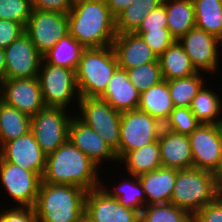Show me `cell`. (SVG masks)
<instances>
[{
  "instance_id": "cell-39",
  "label": "cell",
  "mask_w": 222,
  "mask_h": 222,
  "mask_svg": "<svg viewBox=\"0 0 222 222\" xmlns=\"http://www.w3.org/2000/svg\"><path fill=\"white\" fill-rule=\"evenodd\" d=\"M168 28L167 12L164 4L152 10L142 20L141 25L135 32H147L148 30H161Z\"/></svg>"
},
{
  "instance_id": "cell-12",
  "label": "cell",
  "mask_w": 222,
  "mask_h": 222,
  "mask_svg": "<svg viewBox=\"0 0 222 222\" xmlns=\"http://www.w3.org/2000/svg\"><path fill=\"white\" fill-rule=\"evenodd\" d=\"M0 181L16 207H34L42 177L0 157ZM18 203V204H17Z\"/></svg>"
},
{
  "instance_id": "cell-51",
  "label": "cell",
  "mask_w": 222,
  "mask_h": 222,
  "mask_svg": "<svg viewBox=\"0 0 222 222\" xmlns=\"http://www.w3.org/2000/svg\"><path fill=\"white\" fill-rule=\"evenodd\" d=\"M77 1H80V0H71L72 3H75V2H77Z\"/></svg>"
},
{
  "instance_id": "cell-13",
  "label": "cell",
  "mask_w": 222,
  "mask_h": 222,
  "mask_svg": "<svg viewBox=\"0 0 222 222\" xmlns=\"http://www.w3.org/2000/svg\"><path fill=\"white\" fill-rule=\"evenodd\" d=\"M84 217L89 222H140V213L121 205L101 186L87 191Z\"/></svg>"
},
{
  "instance_id": "cell-50",
  "label": "cell",
  "mask_w": 222,
  "mask_h": 222,
  "mask_svg": "<svg viewBox=\"0 0 222 222\" xmlns=\"http://www.w3.org/2000/svg\"><path fill=\"white\" fill-rule=\"evenodd\" d=\"M80 222H89L85 217Z\"/></svg>"
},
{
  "instance_id": "cell-32",
  "label": "cell",
  "mask_w": 222,
  "mask_h": 222,
  "mask_svg": "<svg viewBox=\"0 0 222 222\" xmlns=\"http://www.w3.org/2000/svg\"><path fill=\"white\" fill-rule=\"evenodd\" d=\"M130 177H132V180H122L123 182L118 184L119 186L114 187V190L106 188L104 184L101 187L111 197L117 198L121 205L132 208L140 213L146 206V197L139 178L134 175H130Z\"/></svg>"
},
{
  "instance_id": "cell-11",
  "label": "cell",
  "mask_w": 222,
  "mask_h": 222,
  "mask_svg": "<svg viewBox=\"0 0 222 222\" xmlns=\"http://www.w3.org/2000/svg\"><path fill=\"white\" fill-rule=\"evenodd\" d=\"M25 32L43 55L69 34L68 15L32 8Z\"/></svg>"
},
{
  "instance_id": "cell-28",
  "label": "cell",
  "mask_w": 222,
  "mask_h": 222,
  "mask_svg": "<svg viewBox=\"0 0 222 222\" xmlns=\"http://www.w3.org/2000/svg\"><path fill=\"white\" fill-rule=\"evenodd\" d=\"M85 50L83 45L67 34L42 56L46 63L75 71Z\"/></svg>"
},
{
  "instance_id": "cell-20",
  "label": "cell",
  "mask_w": 222,
  "mask_h": 222,
  "mask_svg": "<svg viewBox=\"0 0 222 222\" xmlns=\"http://www.w3.org/2000/svg\"><path fill=\"white\" fill-rule=\"evenodd\" d=\"M161 164L177 170L193 167L190 140L188 135L174 133L162 128L159 139Z\"/></svg>"
},
{
  "instance_id": "cell-33",
  "label": "cell",
  "mask_w": 222,
  "mask_h": 222,
  "mask_svg": "<svg viewBox=\"0 0 222 222\" xmlns=\"http://www.w3.org/2000/svg\"><path fill=\"white\" fill-rule=\"evenodd\" d=\"M200 75L198 72L188 77L167 81L174 107H190L192 99L206 85Z\"/></svg>"
},
{
  "instance_id": "cell-49",
  "label": "cell",
  "mask_w": 222,
  "mask_h": 222,
  "mask_svg": "<svg viewBox=\"0 0 222 222\" xmlns=\"http://www.w3.org/2000/svg\"><path fill=\"white\" fill-rule=\"evenodd\" d=\"M222 45V35H221V37L219 38V46H221ZM222 48V47H221Z\"/></svg>"
},
{
  "instance_id": "cell-36",
  "label": "cell",
  "mask_w": 222,
  "mask_h": 222,
  "mask_svg": "<svg viewBox=\"0 0 222 222\" xmlns=\"http://www.w3.org/2000/svg\"><path fill=\"white\" fill-rule=\"evenodd\" d=\"M201 123L189 107H174L163 128L178 134H191Z\"/></svg>"
},
{
  "instance_id": "cell-7",
  "label": "cell",
  "mask_w": 222,
  "mask_h": 222,
  "mask_svg": "<svg viewBox=\"0 0 222 222\" xmlns=\"http://www.w3.org/2000/svg\"><path fill=\"white\" fill-rule=\"evenodd\" d=\"M38 79L46 107L68 109L74 96L80 98L74 70L46 63L42 59Z\"/></svg>"
},
{
  "instance_id": "cell-8",
  "label": "cell",
  "mask_w": 222,
  "mask_h": 222,
  "mask_svg": "<svg viewBox=\"0 0 222 222\" xmlns=\"http://www.w3.org/2000/svg\"><path fill=\"white\" fill-rule=\"evenodd\" d=\"M163 124L139 109L121 114L119 159L127 152L158 141Z\"/></svg>"
},
{
  "instance_id": "cell-41",
  "label": "cell",
  "mask_w": 222,
  "mask_h": 222,
  "mask_svg": "<svg viewBox=\"0 0 222 222\" xmlns=\"http://www.w3.org/2000/svg\"><path fill=\"white\" fill-rule=\"evenodd\" d=\"M192 222H222V198L218 196L213 202L198 210L192 216Z\"/></svg>"
},
{
  "instance_id": "cell-40",
  "label": "cell",
  "mask_w": 222,
  "mask_h": 222,
  "mask_svg": "<svg viewBox=\"0 0 222 222\" xmlns=\"http://www.w3.org/2000/svg\"><path fill=\"white\" fill-rule=\"evenodd\" d=\"M0 222H38L34 207H12L2 210Z\"/></svg>"
},
{
  "instance_id": "cell-21",
  "label": "cell",
  "mask_w": 222,
  "mask_h": 222,
  "mask_svg": "<svg viewBox=\"0 0 222 222\" xmlns=\"http://www.w3.org/2000/svg\"><path fill=\"white\" fill-rule=\"evenodd\" d=\"M100 98L119 112L131 111L138 109L140 92L129 80L127 71L118 67Z\"/></svg>"
},
{
  "instance_id": "cell-46",
  "label": "cell",
  "mask_w": 222,
  "mask_h": 222,
  "mask_svg": "<svg viewBox=\"0 0 222 222\" xmlns=\"http://www.w3.org/2000/svg\"><path fill=\"white\" fill-rule=\"evenodd\" d=\"M219 196L222 198V178L219 180Z\"/></svg>"
},
{
  "instance_id": "cell-47",
  "label": "cell",
  "mask_w": 222,
  "mask_h": 222,
  "mask_svg": "<svg viewBox=\"0 0 222 222\" xmlns=\"http://www.w3.org/2000/svg\"><path fill=\"white\" fill-rule=\"evenodd\" d=\"M4 101H3V91H2V86H1V84H0V106H1V104L3 103Z\"/></svg>"
},
{
  "instance_id": "cell-30",
  "label": "cell",
  "mask_w": 222,
  "mask_h": 222,
  "mask_svg": "<svg viewBox=\"0 0 222 222\" xmlns=\"http://www.w3.org/2000/svg\"><path fill=\"white\" fill-rule=\"evenodd\" d=\"M195 26L217 37L222 35V0H192Z\"/></svg>"
},
{
  "instance_id": "cell-27",
  "label": "cell",
  "mask_w": 222,
  "mask_h": 222,
  "mask_svg": "<svg viewBox=\"0 0 222 222\" xmlns=\"http://www.w3.org/2000/svg\"><path fill=\"white\" fill-rule=\"evenodd\" d=\"M31 131V117L3 102L0 106V147Z\"/></svg>"
},
{
  "instance_id": "cell-43",
  "label": "cell",
  "mask_w": 222,
  "mask_h": 222,
  "mask_svg": "<svg viewBox=\"0 0 222 222\" xmlns=\"http://www.w3.org/2000/svg\"><path fill=\"white\" fill-rule=\"evenodd\" d=\"M30 2L34 9L61 14H68L73 4L71 0H30Z\"/></svg>"
},
{
  "instance_id": "cell-29",
  "label": "cell",
  "mask_w": 222,
  "mask_h": 222,
  "mask_svg": "<svg viewBox=\"0 0 222 222\" xmlns=\"http://www.w3.org/2000/svg\"><path fill=\"white\" fill-rule=\"evenodd\" d=\"M218 95L204 85L192 99L189 108L200 123L222 124V101Z\"/></svg>"
},
{
  "instance_id": "cell-25",
  "label": "cell",
  "mask_w": 222,
  "mask_h": 222,
  "mask_svg": "<svg viewBox=\"0 0 222 222\" xmlns=\"http://www.w3.org/2000/svg\"><path fill=\"white\" fill-rule=\"evenodd\" d=\"M163 79L170 81L198 73L184 48L176 41L158 57Z\"/></svg>"
},
{
  "instance_id": "cell-42",
  "label": "cell",
  "mask_w": 222,
  "mask_h": 222,
  "mask_svg": "<svg viewBox=\"0 0 222 222\" xmlns=\"http://www.w3.org/2000/svg\"><path fill=\"white\" fill-rule=\"evenodd\" d=\"M25 28L15 21L0 19V48H6L13 43Z\"/></svg>"
},
{
  "instance_id": "cell-45",
  "label": "cell",
  "mask_w": 222,
  "mask_h": 222,
  "mask_svg": "<svg viewBox=\"0 0 222 222\" xmlns=\"http://www.w3.org/2000/svg\"><path fill=\"white\" fill-rule=\"evenodd\" d=\"M5 49L0 48V84L5 80Z\"/></svg>"
},
{
  "instance_id": "cell-34",
  "label": "cell",
  "mask_w": 222,
  "mask_h": 222,
  "mask_svg": "<svg viewBox=\"0 0 222 222\" xmlns=\"http://www.w3.org/2000/svg\"><path fill=\"white\" fill-rule=\"evenodd\" d=\"M140 222H192V216L171 203L147 205L140 212Z\"/></svg>"
},
{
  "instance_id": "cell-31",
  "label": "cell",
  "mask_w": 222,
  "mask_h": 222,
  "mask_svg": "<svg viewBox=\"0 0 222 222\" xmlns=\"http://www.w3.org/2000/svg\"><path fill=\"white\" fill-rule=\"evenodd\" d=\"M161 4H163V0H134L115 18L117 34L134 33L144 17Z\"/></svg>"
},
{
  "instance_id": "cell-18",
  "label": "cell",
  "mask_w": 222,
  "mask_h": 222,
  "mask_svg": "<svg viewBox=\"0 0 222 222\" xmlns=\"http://www.w3.org/2000/svg\"><path fill=\"white\" fill-rule=\"evenodd\" d=\"M68 140L88 156L97 166L104 159L118 161L116 153L91 127L72 116Z\"/></svg>"
},
{
  "instance_id": "cell-38",
  "label": "cell",
  "mask_w": 222,
  "mask_h": 222,
  "mask_svg": "<svg viewBox=\"0 0 222 222\" xmlns=\"http://www.w3.org/2000/svg\"><path fill=\"white\" fill-rule=\"evenodd\" d=\"M141 36L157 57L162 55L176 40L168 28L161 30H148L147 32H134Z\"/></svg>"
},
{
  "instance_id": "cell-44",
  "label": "cell",
  "mask_w": 222,
  "mask_h": 222,
  "mask_svg": "<svg viewBox=\"0 0 222 222\" xmlns=\"http://www.w3.org/2000/svg\"><path fill=\"white\" fill-rule=\"evenodd\" d=\"M134 0H106L110 13L116 18L122 13Z\"/></svg>"
},
{
  "instance_id": "cell-37",
  "label": "cell",
  "mask_w": 222,
  "mask_h": 222,
  "mask_svg": "<svg viewBox=\"0 0 222 222\" xmlns=\"http://www.w3.org/2000/svg\"><path fill=\"white\" fill-rule=\"evenodd\" d=\"M32 6L30 0H0V19L11 20L26 27Z\"/></svg>"
},
{
  "instance_id": "cell-19",
  "label": "cell",
  "mask_w": 222,
  "mask_h": 222,
  "mask_svg": "<svg viewBox=\"0 0 222 222\" xmlns=\"http://www.w3.org/2000/svg\"><path fill=\"white\" fill-rule=\"evenodd\" d=\"M112 47L119 68L124 70L159 61L143 38L135 33L117 34Z\"/></svg>"
},
{
  "instance_id": "cell-35",
  "label": "cell",
  "mask_w": 222,
  "mask_h": 222,
  "mask_svg": "<svg viewBox=\"0 0 222 222\" xmlns=\"http://www.w3.org/2000/svg\"><path fill=\"white\" fill-rule=\"evenodd\" d=\"M126 71L129 80L140 94L164 80L159 61L126 69Z\"/></svg>"
},
{
  "instance_id": "cell-23",
  "label": "cell",
  "mask_w": 222,
  "mask_h": 222,
  "mask_svg": "<svg viewBox=\"0 0 222 222\" xmlns=\"http://www.w3.org/2000/svg\"><path fill=\"white\" fill-rule=\"evenodd\" d=\"M138 109L164 124L174 110L167 81L163 80L142 92Z\"/></svg>"
},
{
  "instance_id": "cell-6",
  "label": "cell",
  "mask_w": 222,
  "mask_h": 222,
  "mask_svg": "<svg viewBox=\"0 0 222 222\" xmlns=\"http://www.w3.org/2000/svg\"><path fill=\"white\" fill-rule=\"evenodd\" d=\"M80 116L77 117L112 148L119 160L121 114L100 97H80L78 100Z\"/></svg>"
},
{
  "instance_id": "cell-9",
  "label": "cell",
  "mask_w": 222,
  "mask_h": 222,
  "mask_svg": "<svg viewBox=\"0 0 222 222\" xmlns=\"http://www.w3.org/2000/svg\"><path fill=\"white\" fill-rule=\"evenodd\" d=\"M66 111L60 107H45L31 117V132L46 155L68 141L72 117Z\"/></svg>"
},
{
  "instance_id": "cell-3",
  "label": "cell",
  "mask_w": 222,
  "mask_h": 222,
  "mask_svg": "<svg viewBox=\"0 0 222 222\" xmlns=\"http://www.w3.org/2000/svg\"><path fill=\"white\" fill-rule=\"evenodd\" d=\"M86 193L82 187L41 181L34 206L38 222H80Z\"/></svg>"
},
{
  "instance_id": "cell-17",
  "label": "cell",
  "mask_w": 222,
  "mask_h": 222,
  "mask_svg": "<svg viewBox=\"0 0 222 222\" xmlns=\"http://www.w3.org/2000/svg\"><path fill=\"white\" fill-rule=\"evenodd\" d=\"M46 156L31 131L0 147V157L4 161L36 172L41 177L46 167Z\"/></svg>"
},
{
  "instance_id": "cell-2",
  "label": "cell",
  "mask_w": 222,
  "mask_h": 222,
  "mask_svg": "<svg viewBox=\"0 0 222 222\" xmlns=\"http://www.w3.org/2000/svg\"><path fill=\"white\" fill-rule=\"evenodd\" d=\"M98 167L68 140L46 156L42 182L74 185L90 191L102 185L97 174Z\"/></svg>"
},
{
  "instance_id": "cell-16",
  "label": "cell",
  "mask_w": 222,
  "mask_h": 222,
  "mask_svg": "<svg viewBox=\"0 0 222 222\" xmlns=\"http://www.w3.org/2000/svg\"><path fill=\"white\" fill-rule=\"evenodd\" d=\"M1 86L3 101L30 117L46 107L38 77L5 79Z\"/></svg>"
},
{
  "instance_id": "cell-10",
  "label": "cell",
  "mask_w": 222,
  "mask_h": 222,
  "mask_svg": "<svg viewBox=\"0 0 222 222\" xmlns=\"http://www.w3.org/2000/svg\"><path fill=\"white\" fill-rule=\"evenodd\" d=\"M188 137L193 167L218 176L222 163L221 124L201 123Z\"/></svg>"
},
{
  "instance_id": "cell-1",
  "label": "cell",
  "mask_w": 222,
  "mask_h": 222,
  "mask_svg": "<svg viewBox=\"0 0 222 222\" xmlns=\"http://www.w3.org/2000/svg\"><path fill=\"white\" fill-rule=\"evenodd\" d=\"M68 15L69 34L86 49L112 46L117 32L106 0H80Z\"/></svg>"
},
{
  "instance_id": "cell-14",
  "label": "cell",
  "mask_w": 222,
  "mask_h": 222,
  "mask_svg": "<svg viewBox=\"0 0 222 222\" xmlns=\"http://www.w3.org/2000/svg\"><path fill=\"white\" fill-rule=\"evenodd\" d=\"M42 54L24 32L5 48V79L38 77Z\"/></svg>"
},
{
  "instance_id": "cell-48",
  "label": "cell",
  "mask_w": 222,
  "mask_h": 222,
  "mask_svg": "<svg viewBox=\"0 0 222 222\" xmlns=\"http://www.w3.org/2000/svg\"><path fill=\"white\" fill-rule=\"evenodd\" d=\"M221 137H222V124H221ZM222 178V163H221V171L220 174L218 175V180Z\"/></svg>"
},
{
  "instance_id": "cell-4",
  "label": "cell",
  "mask_w": 222,
  "mask_h": 222,
  "mask_svg": "<svg viewBox=\"0 0 222 222\" xmlns=\"http://www.w3.org/2000/svg\"><path fill=\"white\" fill-rule=\"evenodd\" d=\"M219 196L218 176L198 168L177 170L170 203L193 216Z\"/></svg>"
},
{
  "instance_id": "cell-26",
  "label": "cell",
  "mask_w": 222,
  "mask_h": 222,
  "mask_svg": "<svg viewBox=\"0 0 222 222\" xmlns=\"http://www.w3.org/2000/svg\"><path fill=\"white\" fill-rule=\"evenodd\" d=\"M118 161L125 163L129 175L140 176L162 166L158 141L125 153Z\"/></svg>"
},
{
  "instance_id": "cell-22",
  "label": "cell",
  "mask_w": 222,
  "mask_h": 222,
  "mask_svg": "<svg viewBox=\"0 0 222 222\" xmlns=\"http://www.w3.org/2000/svg\"><path fill=\"white\" fill-rule=\"evenodd\" d=\"M138 178L144 190L146 206L170 203L177 178V169L161 166Z\"/></svg>"
},
{
  "instance_id": "cell-24",
  "label": "cell",
  "mask_w": 222,
  "mask_h": 222,
  "mask_svg": "<svg viewBox=\"0 0 222 222\" xmlns=\"http://www.w3.org/2000/svg\"><path fill=\"white\" fill-rule=\"evenodd\" d=\"M167 12V24L171 35L178 41L195 26L192 0H163Z\"/></svg>"
},
{
  "instance_id": "cell-5",
  "label": "cell",
  "mask_w": 222,
  "mask_h": 222,
  "mask_svg": "<svg viewBox=\"0 0 222 222\" xmlns=\"http://www.w3.org/2000/svg\"><path fill=\"white\" fill-rule=\"evenodd\" d=\"M118 67L112 46L86 49L75 70L80 97H101Z\"/></svg>"
},
{
  "instance_id": "cell-15",
  "label": "cell",
  "mask_w": 222,
  "mask_h": 222,
  "mask_svg": "<svg viewBox=\"0 0 222 222\" xmlns=\"http://www.w3.org/2000/svg\"><path fill=\"white\" fill-rule=\"evenodd\" d=\"M178 42L184 48L195 69L206 73L217 71L219 39L197 27L189 30Z\"/></svg>"
}]
</instances>
